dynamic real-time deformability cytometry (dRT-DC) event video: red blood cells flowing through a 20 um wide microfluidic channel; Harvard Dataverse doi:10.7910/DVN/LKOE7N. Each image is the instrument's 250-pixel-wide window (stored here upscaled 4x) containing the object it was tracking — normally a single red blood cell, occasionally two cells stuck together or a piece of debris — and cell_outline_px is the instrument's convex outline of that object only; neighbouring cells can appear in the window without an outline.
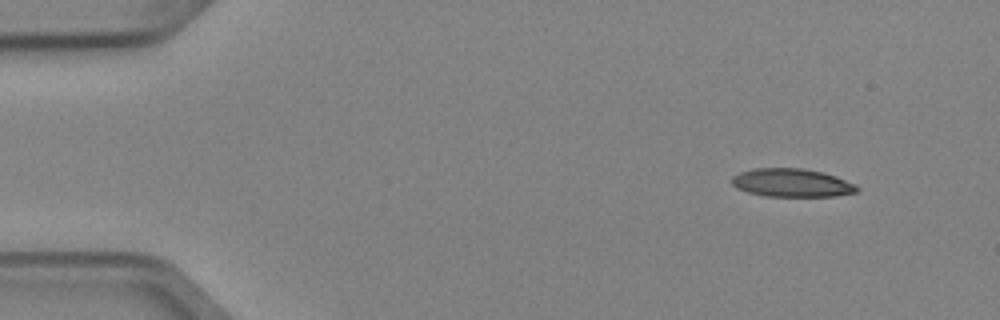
{"species": "Egyptian fruit bat (a non-hibernating species)", "species_latin": "Rousettus aegyptiacus", "temperature_condition": "cold", "stored_images_in_passage": 4, "camera_frame_rate_fps": 3000, "um_per_image_px": 0.085, "animal": {"sex": "female"}, "frame": {"image": 1, "passage_image": 1, "time_ms": 0.0, "image_size_px": [1000, 320], "cell_outline_px": [[860, 188], [856, 192], [836, 196], [764, 196], [748, 192], [736, 188], [732, 184], [732, 176], [740, 172], [752, 168], [804, 168], [824, 172], [836, 176], [856, 184]], "centroid_in_image_um": [67.31, 15.53], "position_along_channel_um": 17.7, "area_um2": 20.81}}